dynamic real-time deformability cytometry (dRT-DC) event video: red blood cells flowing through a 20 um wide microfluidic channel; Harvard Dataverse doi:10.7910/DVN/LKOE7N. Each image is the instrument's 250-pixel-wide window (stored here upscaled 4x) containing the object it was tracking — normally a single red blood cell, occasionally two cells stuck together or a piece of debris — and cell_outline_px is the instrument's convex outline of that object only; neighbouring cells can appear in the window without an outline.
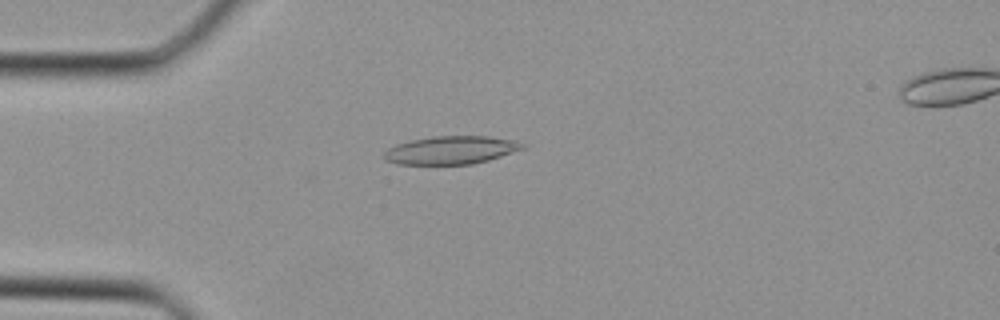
{"species": "Egyptian fruit bat (a non-hibernating species)", "species_latin": "Rousettus aegyptiacus", "temperature_condition": "cold", "stored_images_in_passage": 37, "camera_frame_rate_fps": 3000, "um_per_image_px": 0.085, "animal": {"sex": "female"}, "frame": {"image": 1, "passage_image": 10, "time_ms": 3.0, "image_size_px": [1000, 320], "cell_outline_px": [[524, 148], [488, 160], [472, 164], [396, 164], [384, 160], [384, 152], [388, 148], [396, 144], [412, 140], [432, 136], [488, 136], [512, 140], [524, 144]], "centroid_in_image_um": [38.28, 12.76], "position_along_channel_um": 46.7, "area_um2": 22.48}}
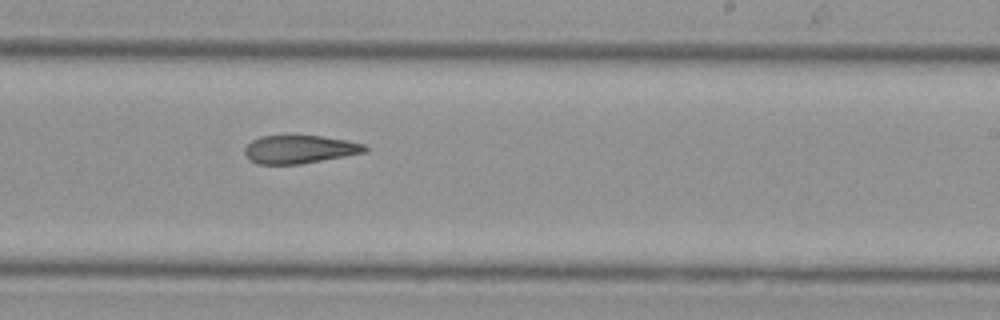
{"frame": {"image": 2, "passage_image": 23, "time_ms": 7.333, "image_size_px": [1000, 320], "cell_outline_px": [[368, 148], [364, 152], [344, 156], [300, 164], [256, 164], [244, 152], [244, 148], [252, 140], [260, 136], [320, 136], [344, 140], [364, 144]], "centroid_in_image_um": [25.43, 12.69], "position_along_channel_um": 263.6, "area_um2": 19.36}}
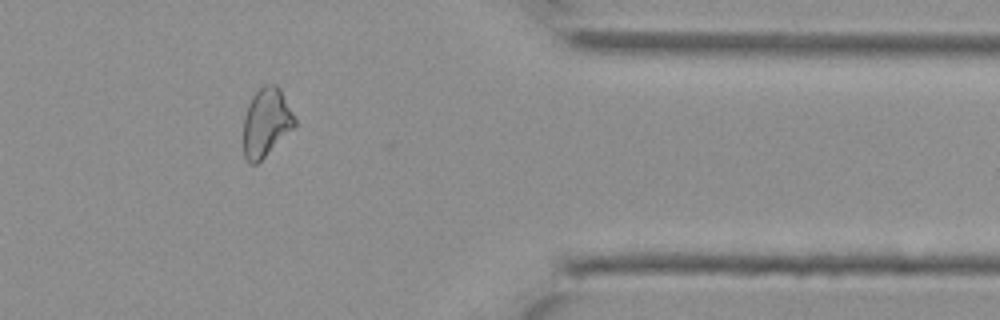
{"frame": {"image": 3, "passage_image": 31, "time_ms": 10.0, "image_size_px": [1000, 320], "cell_outline_px": [[296, 124], [256, 164], [248, 164], [244, 156], [244, 116], [248, 104], [252, 96], [264, 84], [276, 84], [280, 88], [296, 120]], "centroid_in_image_um": [22.6, 10.38], "position_along_channel_um": 388.8, "area_um2": 20.06}}